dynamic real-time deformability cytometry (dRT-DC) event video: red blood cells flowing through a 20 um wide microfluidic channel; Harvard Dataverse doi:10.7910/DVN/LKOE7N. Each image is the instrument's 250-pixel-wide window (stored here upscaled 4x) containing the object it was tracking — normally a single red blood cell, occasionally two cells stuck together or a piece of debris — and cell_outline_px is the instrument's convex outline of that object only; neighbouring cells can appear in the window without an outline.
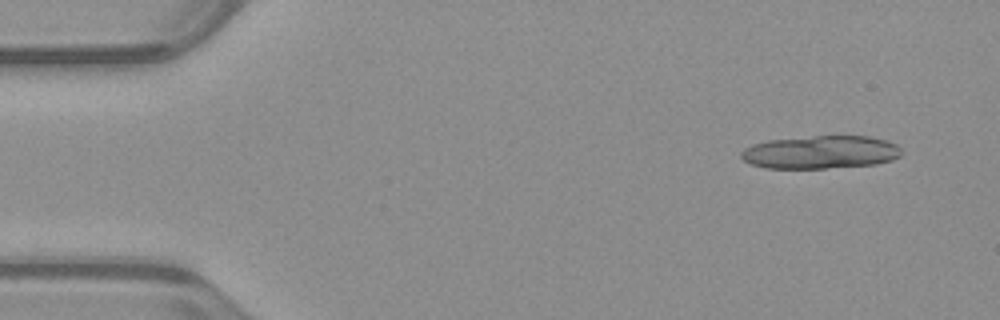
{"species": "common noctule bat (a hibernating species)", "species_latin": "Nyctalus noctula", "temperature_condition": "warm", "stored_images_in_passage": 30, "camera_frame_rate_fps": 3000, "um_per_image_px": 0.085, "animal": {"sex": "male", "body_mass_g": 23.1, "forearm_length_mm": 52.7}, "frame": {"image": 1, "passage_image": 4, "time_ms": 1.0, "image_size_px": [1000, 320], "cell_outline_px": [[900, 156], [892, 160], [876, 164], [824, 168], [764, 168], [752, 164], [744, 160], [740, 156], [740, 152], [744, 148], [752, 144], [768, 140], [812, 136], [868, 136], [888, 140], [896, 144], [900, 148]], "centroid_in_image_um": [69.74, 12.93], "position_along_channel_um": 15.3, "area_um2": 30.92}}